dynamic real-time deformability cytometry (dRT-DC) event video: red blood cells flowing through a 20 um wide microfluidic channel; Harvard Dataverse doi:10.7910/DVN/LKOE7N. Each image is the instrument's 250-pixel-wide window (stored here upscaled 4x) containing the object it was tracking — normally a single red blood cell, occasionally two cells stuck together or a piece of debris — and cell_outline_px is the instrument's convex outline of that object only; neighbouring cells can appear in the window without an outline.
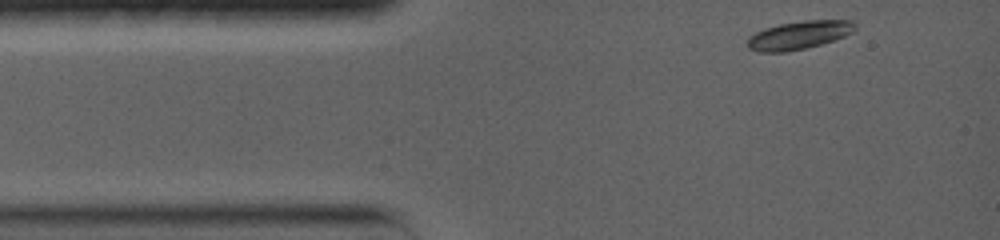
{"species": "common noctule bat (a hibernating species)", "species_latin": "Nyctalus noctula", "temperature_condition": "warm", "stored_images_in_passage": 26, "camera_frame_rate_fps": 5000, "um_per_image_px": 0.085, "animal": {"sex": "female", "body_mass_g": 19.0, "forearm_length_mm": 56.7}, "frame": {"image": 1, "passage_image": 1, "time_ms": 0.0, "image_size_px": [1000, 240], "cell_outline_px": [[856, 28], [852, 32], [844, 36], [820, 44], [788, 52], [756, 52], [748, 48], [748, 36], [764, 28], [780, 24], [804, 20], [852, 20], [856, 24]], "centroid_in_image_um": [67.89, 2.98], "position_along_channel_um": 17.1, "area_um2": 17.69}}
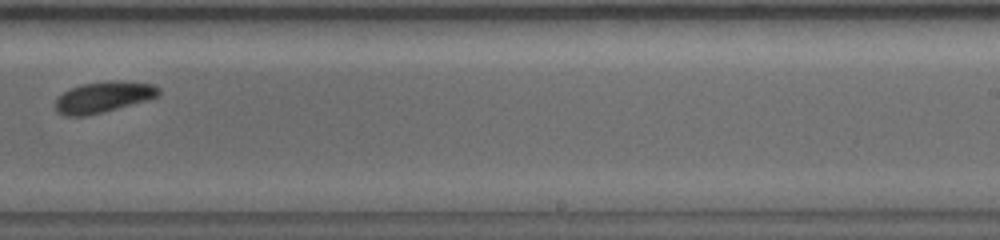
{"frame": {"image": 2, "passage_image": 18, "time_ms": 8.4, "image_size_px": [1000, 240], "cell_outline_px": [[160, 92], [156, 96], [144, 100], [104, 112], [84, 116], [64, 116], [56, 112], [56, 100], [64, 92], [80, 84], [116, 80], [152, 84], [160, 88]], "centroid_in_image_um": [8.75, 8.25], "position_along_channel_um": 280.2, "area_um2": 18.32}}
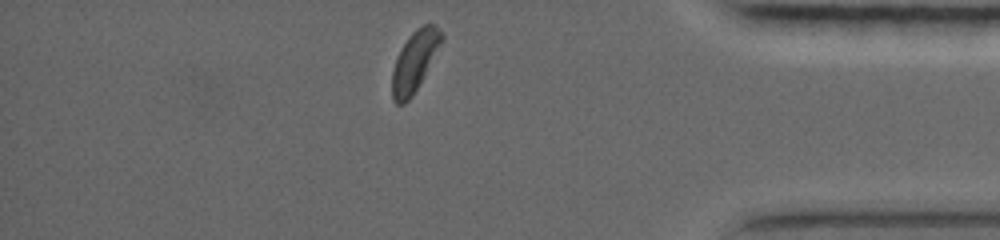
{"frame": {"image": 3, "passage_image": 26, "time_ms": 12.4, "image_size_px": [1000, 240], "cell_outline_px": [[444, 40], [412, 96], [404, 104], [396, 104], [392, 100], [392, 72], [396, 56], [412, 32], [416, 28], [424, 24], [432, 24], [444, 32]], "centroid_in_image_um": [35.25, 5.19], "position_along_channel_um": 400.0, "area_um2": 17.34}, "authors_computed_cell_mechanics": {"area_um2": 18.1781, "velocity_mm_per_s": 3.6616, "shape_relaxation_time_tau1_ms": 3.6303, "shape_relaxation_time_tau2_ms": null, "deformation_change_tau1": 0.122, "deformation_change_tau2": null}}